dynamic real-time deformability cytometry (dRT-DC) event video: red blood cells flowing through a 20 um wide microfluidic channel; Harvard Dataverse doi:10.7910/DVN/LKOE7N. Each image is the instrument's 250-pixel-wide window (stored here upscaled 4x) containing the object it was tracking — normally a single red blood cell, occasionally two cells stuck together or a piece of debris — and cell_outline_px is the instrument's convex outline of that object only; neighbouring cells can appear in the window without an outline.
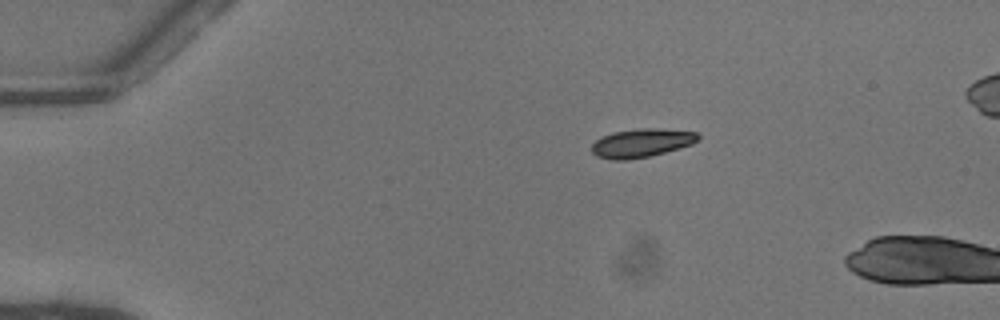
{"species": "common noctule bat (a hibernating species)", "species_latin": "Nyctalus noctula", "temperature_condition": "warm", "stored_images_in_passage": 5, "camera_frame_rate_fps": 3000, "um_per_image_px": 0.085, "animal": {"sex": "female"}, "frame": {"image": 1, "passage_image": 1, "time_ms": 0.0, "image_size_px": [1000, 320], "cell_outline_px": [[700, 140], [692, 144], [680, 148], [648, 156], [628, 160], [612, 160], [596, 156], [592, 152], [592, 144], [600, 136], [612, 132], [640, 128], [656, 128], [696, 132], [700, 136]], "centroid_in_image_um": [54.52, 12.15], "position_along_channel_um": 30.5, "area_um2": 17.8}}